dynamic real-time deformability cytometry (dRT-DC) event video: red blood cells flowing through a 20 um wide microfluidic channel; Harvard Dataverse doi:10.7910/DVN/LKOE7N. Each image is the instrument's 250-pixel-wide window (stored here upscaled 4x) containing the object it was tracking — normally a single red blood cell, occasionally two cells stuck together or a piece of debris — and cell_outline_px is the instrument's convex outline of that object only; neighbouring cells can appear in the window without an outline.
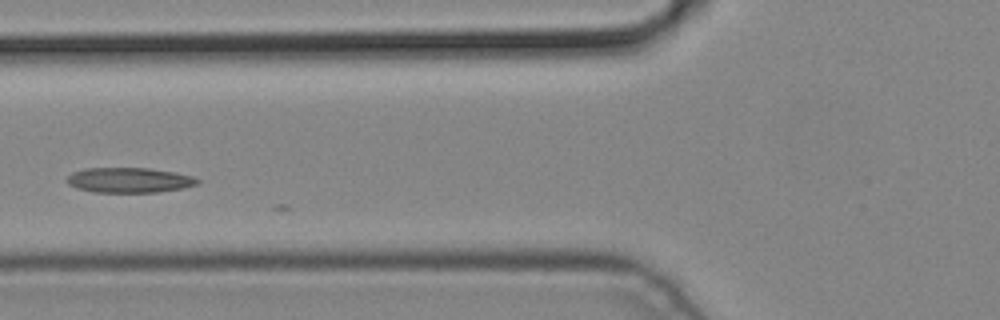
{"species": "common noctule bat (a hibernating species)", "species_latin": "Nyctalus noctula", "temperature_condition": "cold", "stored_images_in_passage": 3, "camera_frame_rate_fps": 3000, "um_per_image_px": 0.085, "animal": {"sex": "male", "body_mass_g": 19.2, "forearm_length_mm": 51.8}, "frame": {"image": 1, "passage_image": 3, "time_ms": 0.667, "image_size_px": [1000, 320], "cell_outline_px": [[200, 184], [184, 188], [156, 192], [92, 192], [76, 188], [68, 184], [64, 180], [72, 172], [84, 168], [148, 168], [176, 172], [192, 176], [200, 180]], "centroid_in_image_um": [10.97, 15.31], "position_along_channel_um": 114.8, "area_um2": 19.31}}